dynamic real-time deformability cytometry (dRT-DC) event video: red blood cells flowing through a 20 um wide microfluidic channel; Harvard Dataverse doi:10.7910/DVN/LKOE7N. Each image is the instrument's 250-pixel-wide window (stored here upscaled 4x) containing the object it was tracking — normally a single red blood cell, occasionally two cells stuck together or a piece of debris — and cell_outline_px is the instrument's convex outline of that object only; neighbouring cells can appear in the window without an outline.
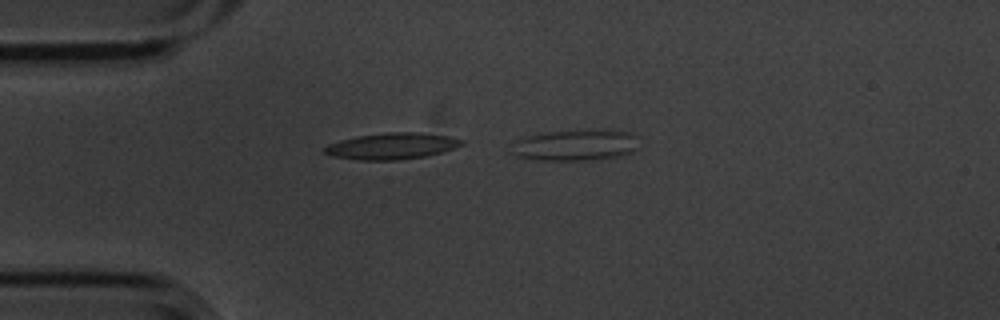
{"species": "common noctule bat (a hibernating species)", "species_latin": "Nyctalus noctula", "temperature_condition": "cold", "stored_images_in_passage": 4, "camera_frame_rate_fps": 3000, "um_per_image_px": 0.085, "animal": {"sex": "male", "body_mass_g": 20.1, "forearm_length_mm": 53.5}, "frame": {"image": 1, "passage_image": 4, "time_ms": 1.0, "image_size_px": [1000, 320], "cell_outline_px": [[636, 148], [632, 152], [620, 156], [588, 160], [536, 160], [516, 156], [508, 152], [516, 140], [528, 136], [544, 132], [628, 132], [636, 136]], "centroid_in_image_um": [48.81, 12.39], "position_along_channel_um": 36.2, "area_um2": 22.31}}